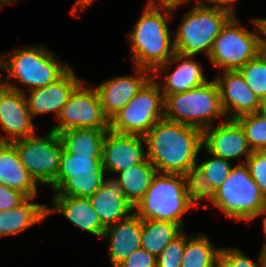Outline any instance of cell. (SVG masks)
<instances>
[{"mask_svg":"<svg viewBox=\"0 0 266 267\" xmlns=\"http://www.w3.org/2000/svg\"><path fill=\"white\" fill-rule=\"evenodd\" d=\"M147 158L159 173L183 175L197 163L202 131L162 118L144 136Z\"/></svg>","mask_w":266,"mask_h":267,"instance_id":"obj_1","label":"cell"},{"mask_svg":"<svg viewBox=\"0 0 266 267\" xmlns=\"http://www.w3.org/2000/svg\"><path fill=\"white\" fill-rule=\"evenodd\" d=\"M161 8L146 6L129 36L132 61L136 67L147 69L151 73L169 62L175 54L174 41L167 25L175 9Z\"/></svg>","mask_w":266,"mask_h":267,"instance_id":"obj_2","label":"cell"},{"mask_svg":"<svg viewBox=\"0 0 266 267\" xmlns=\"http://www.w3.org/2000/svg\"><path fill=\"white\" fill-rule=\"evenodd\" d=\"M225 116L216 80L164 98V118L192 126L201 131Z\"/></svg>","mask_w":266,"mask_h":267,"instance_id":"obj_3","label":"cell"},{"mask_svg":"<svg viewBox=\"0 0 266 267\" xmlns=\"http://www.w3.org/2000/svg\"><path fill=\"white\" fill-rule=\"evenodd\" d=\"M191 207L183 175L157 172L144 197L134 206V213L142 220L167 221L184 227L182 217Z\"/></svg>","mask_w":266,"mask_h":267,"instance_id":"obj_4","label":"cell"},{"mask_svg":"<svg viewBox=\"0 0 266 267\" xmlns=\"http://www.w3.org/2000/svg\"><path fill=\"white\" fill-rule=\"evenodd\" d=\"M212 204L226 217L238 221H253L260 214H266V197L245 163L233 166L227 179L216 190Z\"/></svg>","mask_w":266,"mask_h":267,"instance_id":"obj_5","label":"cell"},{"mask_svg":"<svg viewBox=\"0 0 266 267\" xmlns=\"http://www.w3.org/2000/svg\"><path fill=\"white\" fill-rule=\"evenodd\" d=\"M7 55L0 56L4 71L9 74L4 79L5 83H9L12 77L17 79L19 85L29 86V90L56 82L70 69L67 63L62 64L45 45L21 48L10 53V56Z\"/></svg>","mask_w":266,"mask_h":267,"instance_id":"obj_6","label":"cell"},{"mask_svg":"<svg viewBox=\"0 0 266 267\" xmlns=\"http://www.w3.org/2000/svg\"><path fill=\"white\" fill-rule=\"evenodd\" d=\"M174 36L175 53L195 56L205 52L209 57L213 43L226 23L233 17L229 12L194 4Z\"/></svg>","mask_w":266,"mask_h":267,"instance_id":"obj_7","label":"cell"},{"mask_svg":"<svg viewBox=\"0 0 266 267\" xmlns=\"http://www.w3.org/2000/svg\"><path fill=\"white\" fill-rule=\"evenodd\" d=\"M162 118H164L163 94L158 81L151 77L109 120V129L121 134L145 136Z\"/></svg>","mask_w":266,"mask_h":267,"instance_id":"obj_8","label":"cell"},{"mask_svg":"<svg viewBox=\"0 0 266 267\" xmlns=\"http://www.w3.org/2000/svg\"><path fill=\"white\" fill-rule=\"evenodd\" d=\"M105 174L102 157L76 156L63 148L53 196L89 198L103 185Z\"/></svg>","mask_w":266,"mask_h":267,"instance_id":"obj_9","label":"cell"},{"mask_svg":"<svg viewBox=\"0 0 266 267\" xmlns=\"http://www.w3.org/2000/svg\"><path fill=\"white\" fill-rule=\"evenodd\" d=\"M233 16L216 37L208 59L222 71L239 70L261 52L260 35Z\"/></svg>","mask_w":266,"mask_h":267,"instance_id":"obj_10","label":"cell"},{"mask_svg":"<svg viewBox=\"0 0 266 267\" xmlns=\"http://www.w3.org/2000/svg\"><path fill=\"white\" fill-rule=\"evenodd\" d=\"M11 143L35 182L38 185H49L53 190V181L59 172L60 157L64 148L59 134L49 130L45 137L34 134Z\"/></svg>","mask_w":266,"mask_h":267,"instance_id":"obj_11","label":"cell"},{"mask_svg":"<svg viewBox=\"0 0 266 267\" xmlns=\"http://www.w3.org/2000/svg\"><path fill=\"white\" fill-rule=\"evenodd\" d=\"M57 120L58 124L50 130L58 134L75 128L109 129V119L104 114L97 90L82 82L69 96Z\"/></svg>","mask_w":266,"mask_h":267,"instance_id":"obj_12","label":"cell"},{"mask_svg":"<svg viewBox=\"0 0 266 267\" xmlns=\"http://www.w3.org/2000/svg\"><path fill=\"white\" fill-rule=\"evenodd\" d=\"M0 91V125L9 136L0 137V142H12L36 133L27 105L24 90L11 83Z\"/></svg>","mask_w":266,"mask_h":267,"instance_id":"obj_13","label":"cell"},{"mask_svg":"<svg viewBox=\"0 0 266 267\" xmlns=\"http://www.w3.org/2000/svg\"><path fill=\"white\" fill-rule=\"evenodd\" d=\"M202 147L206 152L230 161L246 159L253 152L245 132L236 119H228L202 131Z\"/></svg>","mask_w":266,"mask_h":267,"instance_id":"obj_14","label":"cell"},{"mask_svg":"<svg viewBox=\"0 0 266 267\" xmlns=\"http://www.w3.org/2000/svg\"><path fill=\"white\" fill-rule=\"evenodd\" d=\"M144 136L121 134L107 130L102 145V162L105 173H120L147 159ZM145 150V151H144Z\"/></svg>","mask_w":266,"mask_h":267,"instance_id":"obj_15","label":"cell"},{"mask_svg":"<svg viewBox=\"0 0 266 267\" xmlns=\"http://www.w3.org/2000/svg\"><path fill=\"white\" fill-rule=\"evenodd\" d=\"M215 78L221 97V105L228 119L258 112L260 99L249 88L238 70L222 71Z\"/></svg>","mask_w":266,"mask_h":267,"instance_id":"obj_16","label":"cell"},{"mask_svg":"<svg viewBox=\"0 0 266 267\" xmlns=\"http://www.w3.org/2000/svg\"><path fill=\"white\" fill-rule=\"evenodd\" d=\"M138 76H117L99 84L98 92L102 109L110 120L118 113L152 77L149 70L136 67ZM148 74V75H147Z\"/></svg>","mask_w":266,"mask_h":267,"instance_id":"obj_17","label":"cell"},{"mask_svg":"<svg viewBox=\"0 0 266 267\" xmlns=\"http://www.w3.org/2000/svg\"><path fill=\"white\" fill-rule=\"evenodd\" d=\"M81 83L70 68L56 82L45 87L24 92L31 116L55 113L57 119L74 89Z\"/></svg>","mask_w":266,"mask_h":267,"instance_id":"obj_18","label":"cell"},{"mask_svg":"<svg viewBox=\"0 0 266 267\" xmlns=\"http://www.w3.org/2000/svg\"><path fill=\"white\" fill-rule=\"evenodd\" d=\"M88 199L105 228L134 213V207L124 196L116 177L104 178L103 185Z\"/></svg>","mask_w":266,"mask_h":267,"instance_id":"obj_19","label":"cell"},{"mask_svg":"<svg viewBox=\"0 0 266 267\" xmlns=\"http://www.w3.org/2000/svg\"><path fill=\"white\" fill-rule=\"evenodd\" d=\"M180 61H182L180 63ZM179 62L176 69L169 74L164 75V82H158L163 98L167 95L182 93L192 88H196L204 84L207 79L205 78L202 66L194 59V56L182 55L175 53L171 60L164 65L158 67L153 73L152 77L156 79L158 73L167 71L169 64Z\"/></svg>","mask_w":266,"mask_h":267,"instance_id":"obj_20","label":"cell"},{"mask_svg":"<svg viewBox=\"0 0 266 267\" xmlns=\"http://www.w3.org/2000/svg\"><path fill=\"white\" fill-rule=\"evenodd\" d=\"M141 234L142 219L135 213L105 228L102 238L110 241L109 260L112 267L141 247Z\"/></svg>","mask_w":266,"mask_h":267,"instance_id":"obj_21","label":"cell"},{"mask_svg":"<svg viewBox=\"0 0 266 267\" xmlns=\"http://www.w3.org/2000/svg\"><path fill=\"white\" fill-rule=\"evenodd\" d=\"M53 208L47 206V216L59 212L72 224L94 236L103 237L105 227L101 224L90 200L83 197L53 196Z\"/></svg>","mask_w":266,"mask_h":267,"instance_id":"obj_22","label":"cell"},{"mask_svg":"<svg viewBox=\"0 0 266 267\" xmlns=\"http://www.w3.org/2000/svg\"><path fill=\"white\" fill-rule=\"evenodd\" d=\"M0 184L36 197L38 184L22 164L15 146L11 142H0Z\"/></svg>","mask_w":266,"mask_h":267,"instance_id":"obj_23","label":"cell"},{"mask_svg":"<svg viewBox=\"0 0 266 267\" xmlns=\"http://www.w3.org/2000/svg\"><path fill=\"white\" fill-rule=\"evenodd\" d=\"M34 198L27 197L11 210L0 211V237L21 233L47 217V207L32 203Z\"/></svg>","mask_w":266,"mask_h":267,"instance_id":"obj_24","label":"cell"},{"mask_svg":"<svg viewBox=\"0 0 266 267\" xmlns=\"http://www.w3.org/2000/svg\"><path fill=\"white\" fill-rule=\"evenodd\" d=\"M109 129L75 128L59 133L64 149L73 155L102 157V145Z\"/></svg>","mask_w":266,"mask_h":267,"instance_id":"obj_25","label":"cell"},{"mask_svg":"<svg viewBox=\"0 0 266 267\" xmlns=\"http://www.w3.org/2000/svg\"><path fill=\"white\" fill-rule=\"evenodd\" d=\"M157 173L155 166L148 158L119 173V180L124 196L133 207L144 197L153 176Z\"/></svg>","mask_w":266,"mask_h":267,"instance_id":"obj_26","label":"cell"},{"mask_svg":"<svg viewBox=\"0 0 266 267\" xmlns=\"http://www.w3.org/2000/svg\"><path fill=\"white\" fill-rule=\"evenodd\" d=\"M183 231L177 223L142 220L141 248L157 257Z\"/></svg>","mask_w":266,"mask_h":267,"instance_id":"obj_27","label":"cell"},{"mask_svg":"<svg viewBox=\"0 0 266 267\" xmlns=\"http://www.w3.org/2000/svg\"><path fill=\"white\" fill-rule=\"evenodd\" d=\"M221 248H215L205 233L186 237L180 267H217Z\"/></svg>","mask_w":266,"mask_h":267,"instance_id":"obj_28","label":"cell"},{"mask_svg":"<svg viewBox=\"0 0 266 267\" xmlns=\"http://www.w3.org/2000/svg\"><path fill=\"white\" fill-rule=\"evenodd\" d=\"M238 71L260 100L266 98V53L260 52Z\"/></svg>","mask_w":266,"mask_h":267,"instance_id":"obj_29","label":"cell"},{"mask_svg":"<svg viewBox=\"0 0 266 267\" xmlns=\"http://www.w3.org/2000/svg\"><path fill=\"white\" fill-rule=\"evenodd\" d=\"M183 177L188 199L193 206H197L199 201L205 198L213 203L216 191L196 165L185 172Z\"/></svg>","mask_w":266,"mask_h":267,"instance_id":"obj_30","label":"cell"},{"mask_svg":"<svg viewBox=\"0 0 266 267\" xmlns=\"http://www.w3.org/2000/svg\"><path fill=\"white\" fill-rule=\"evenodd\" d=\"M242 126L252 151L266 150V117L255 112L236 119Z\"/></svg>","mask_w":266,"mask_h":267,"instance_id":"obj_31","label":"cell"},{"mask_svg":"<svg viewBox=\"0 0 266 267\" xmlns=\"http://www.w3.org/2000/svg\"><path fill=\"white\" fill-rule=\"evenodd\" d=\"M207 154L211 155L212 159L210 158L206 161H202L199 164L196 163V166L201 170L208 183L216 191L219 186L227 179L233 166H231L228 160L214 156L212 154H209L208 152Z\"/></svg>","mask_w":266,"mask_h":267,"instance_id":"obj_32","label":"cell"},{"mask_svg":"<svg viewBox=\"0 0 266 267\" xmlns=\"http://www.w3.org/2000/svg\"><path fill=\"white\" fill-rule=\"evenodd\" d=\"M219 264L222 267H266V255L261 251L258 262L246 256L237 248H221Z\"/></svg>","mask_w":266,"mask_h":267,"instance_id":"obj_33","label":"cell"},{"mask_svg":"<svg viewBox=\"0 0 266 267\" xmlns=\"http://www.w3.org/2000/svg\"><path fill=\"white\" fill-rule=\"evenodd\" d=\"M185 249L184 231L157 256L156 267H180Z\"/></svg>","mask_w":266,"mask_h":267,"instance_id":"obj_34","label":"cell"},{"mask_svg":"<svg viewBox=\"0 0 266 267\" xmlns=\"http://www.w3.org/2000/svg\"><path fill=\"white\" fill-rule=\"evenodd\" d=\"M244 163L249 169L250 176L266 197V150L253 151Z\"/></svg>","mask_w":266,"mask_h":267,"instance_id":"obj_35","label":"cell"},{"mask_svg":"<svg viewBox=\"0 0 266 267\" xmlns=\"http://www.w3.org/2000/svg\"><path fill=\"white\" fill-rule=\"evenodd\" d=\"M156 263L157 257L140 247L116 267H156Z\"/></svg>","mask_w":266,"mask_h":267,"instance_id":"obj_36","label":"cell"},{"mask_svg":"<svg viewBox=\"0 0 266 267\" xmlns=\"http://www.w3.org/2000/svg\"><path fill=\"white\" fill-rule=\"evenodd\" d=\"M26 198L20 191L0 184V211L11 210L20 205Z\"/></svg>","mask_w":266,"mask_h":267,"instance_id":"obj_37","label":"cell"},{"mask_svg":"<svg viewBox=\"0 0 266 267\" xmlns=\"http://www.w3.org/2000/svg\"><path fill=\"white\" fill-rule=\"evenodd\" d=\"M209 2L211 5H207V2ZM237 0H196V3L199 5L203 6H208V7H213L215 9H220L226 12H229L232 16H235L234 10L232 5L236 2Z\"/></svg>","mask_w":266,"mask_h":267,"instance_id":"obj_38","label":"cell"},{"mask_svg":"<svg viewBox=\"0 0 266 267\" xmlns=\"http://www.w3.org/2000/svg\"><path fill=\"white\" fill-rule=\"evenodd\" d=\"M254 24L256 29L260 34V45H261V52L266 53V18H254L251 20Z\"/></svg>","mask_w":266,"mask_h":267,"instance_id":"obj_39","label":"cell"},{"mask_svg":"<svg viewBox=\"0 0 266 267\" xmlns=\"http://www.w3.org/2000/svg\"><path fill=\"white\" fill-rule=\"evenodd\" d=\"M158 1H160V5H158L159 2H156L155 0H149L146 6L170 7L176 10L181 4L190 2V0H158Z\"/></svg>","mask_w":266,"mask_h":267,"instance_id":"obj_40","label":"cell"},{"mask_svg":"<svg viewBox=\"0 0 266 267\" xmlns=\"http://www.w3.org/2000/svg\"><path fill=\"white\" fill-rule=\"evenodd\" d=\"M94 0H77V2L75 3L74 7L71 10V14L73 16H75L77 14V10L79 9V7L82 9L83 8H87L90 4H92Z\"/></svg>","mask_w":266,"mask_h":267,"instance_id":"obj_41","label":"cell"},{"mask_svg":"<svg viewBox=\"0 0 266 267\" xmlns=\"http://www.w3.org/2000/svg\"><path fill=\"white\" fill-rule=\"evenodd\" d=\"M258 113L266 117V98H263L260 100V107H259Z\"/></svg>","mask_w":266,"mask_h":267,"instance_id":"obj_42","label":"cell"},{"mask_svg":"<svg viewBox=\"0 0 266 267\" xmlns=\"http://www.w3.org/2000/svg\"><path fill=\"white\" fill-rule=\"evenodd\" d=\"M0 69L4 70V63H3V60H2L1 57H0ZM4 82H5V80L4 79L2 80L0 78V91L3 90L6 87V84Z\"/></svg>","mask_w":266,"mask_h":267,"instance_id":"obj_43","label":"cell"},{"mask_svg":"<svg viewBox=\"0 0 266 267\" xmlns=\"http://www.w3.org/2000/svg\"><path fill=\"white\" fill-rule=\"evenodd\" d=\"M263 230H264V234L266 237V216L263 219ZM265 255H266V243L264 244L262 250H261Z\"/></svg>","mask_w":266,"mask_h":267,"instance_id":"obj_44","label":"cell"},{"mask_svg":"<svg viewBox=\"0 0 266 267\" xmlns=\"http://www.w3.org/2000/svg\"><path fill=\"white\" fill-rule=\"evenodd\" d=\"M17 0H0V9L4 6V4H9L11 2H15Z\"/></svg>","mask_w":266,"mask_h":267,"instance_id":"obj_45","label":"cell"}]
</instances>
